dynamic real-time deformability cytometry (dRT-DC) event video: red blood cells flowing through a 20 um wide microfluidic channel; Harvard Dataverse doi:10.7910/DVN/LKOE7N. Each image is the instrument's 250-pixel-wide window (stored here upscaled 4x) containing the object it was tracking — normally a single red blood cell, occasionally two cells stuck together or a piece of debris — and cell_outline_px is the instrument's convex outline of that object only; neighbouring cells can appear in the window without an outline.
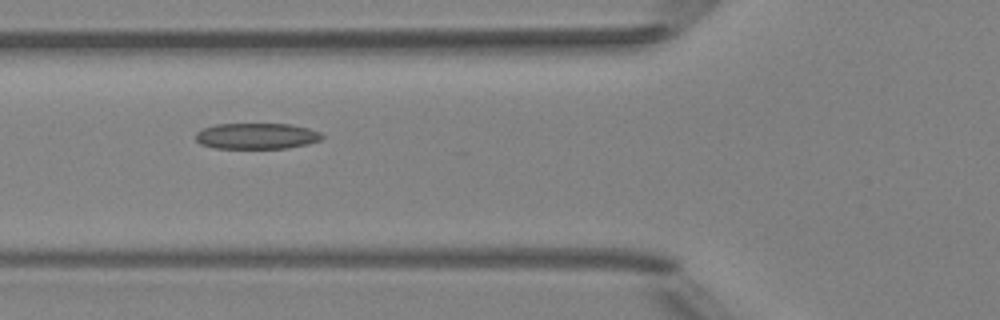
{"species": "Egyptian fruit bat (a non-hibernating species)", "species_latin": "Rousettus aegyptiacus", "temperature_condition": "room temperature", "stored_images_in_passage": 8, "camera_frame_rate_fps": 3000, "um_per_image_px": 0.085, "animal": {"sex": "female"}, "frame": {"image": 1, "passage_image": 5, "time_ms": 5.333, "image_size_px": [1000, 320], "cell_outline_px": [[324, 136], [320, 140], [308, 144], [288, 148], [216, 148], [200, 144], [196, 140], [196, 132], [204, 128], [216, 124], [288, 124], [308, 128], [320, 132]], "centroid_in_image_um": [21.82, 11.56], "position_along_channel_um": 104.0, "area_um2": 19.07}}
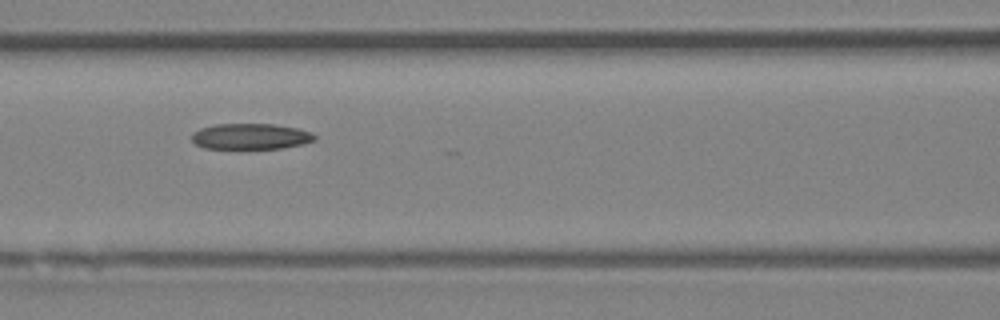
{"frame": {"image": 2, "passage_image": 6, "time_ms": 6.333, "image_size_px": [1000, 320], "cell_outline_px": [[316, 140], [304, 144], [284, 148], [204, 148], [196, 144], [192, 140], [192, 132], [200, 128], [216, 124], [272, 124], [296, 128], [312, 132], [316, 136]], "centroid_in_image_um": [21.32, 11.59], "position_along_channel_um": 145.3, "area_um2": 18.5}}
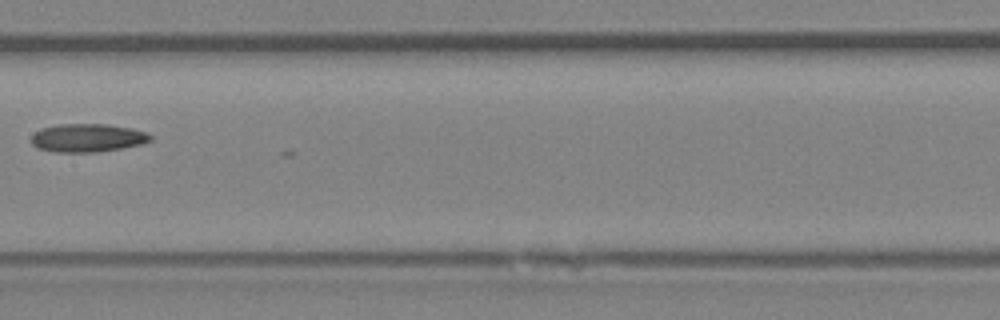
{"frame": {"image": 3, "passage_image": 7, "time_ms": 7.667, "image_size_px": [1000, 320], "cell_outline_px": [[152, 140], [140, 144], [120, 148], [96, 152], [52, 152], [36, 148], [32, 144], [32, 136], [40, 128], [60, 124], [108, 124], [132, 128], [148, 132], [152, 136]], "centroid_in_image_um": [7.44, 11.71], "position_along_channel_um": 200.0, "area_um2": 19.71}}